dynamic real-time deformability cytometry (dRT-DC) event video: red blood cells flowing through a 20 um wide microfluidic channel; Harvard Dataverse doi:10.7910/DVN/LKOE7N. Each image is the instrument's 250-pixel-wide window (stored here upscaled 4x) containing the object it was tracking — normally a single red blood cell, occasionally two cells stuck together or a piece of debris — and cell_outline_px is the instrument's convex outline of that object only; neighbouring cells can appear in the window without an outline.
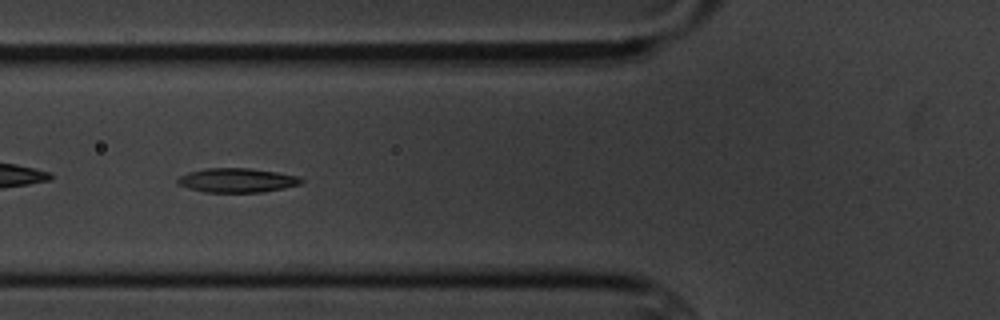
{"species": "common noctule bat (a hibernating species)", "species_latin": "Nyctalus noctula", "temperature_condition": "cold", "stored_images_in_passage": 7, "camera_frame_rate_fps": 3000, "um_per_image_px": 0.085, "animal": {"sex": "male", "body_mass_g": 20.1, "forearm_length_mm": 53.5}, "frame": {"image": 1, "passage_image": 6, "time_ms": 7.0, "image_size_px": [1000, 320], "cell_outline_px": [[304, 180], [300, 184], [284, 188], [260, 192], [204, 192], [188, 188], [176, 184], [176, 180], [180, 176], [188, 172], [204, 168], [248, 168], [276, 172], [300, 176]], "centroid_in_image_um": [20.12, 15.32], "position_along_channel_um": 105.7, "area_um2": 17.51}}